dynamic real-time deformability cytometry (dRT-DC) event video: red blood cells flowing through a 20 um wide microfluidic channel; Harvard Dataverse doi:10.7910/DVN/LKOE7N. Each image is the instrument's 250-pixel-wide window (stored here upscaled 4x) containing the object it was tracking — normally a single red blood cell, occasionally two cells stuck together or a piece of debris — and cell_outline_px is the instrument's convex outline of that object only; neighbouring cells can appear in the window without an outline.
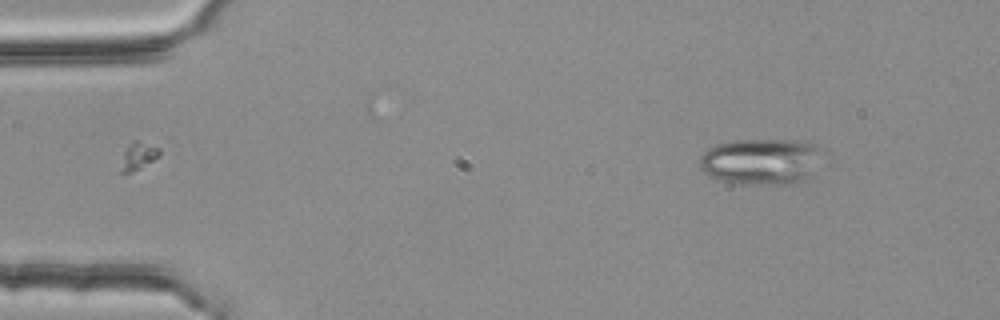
{"species": "common noctule bat (a hibernating species)", "species_latin": "Nyctalus noctula", "temperature_condition": "room temperature", "stored_images_in_passage": 3, "camera_frame_rate_fps": 3000, "um_per_image_px": 0.085, "animal": {"sex": "female", "body_mass_g": 25.1}, "frame": {"image": 1, "passage_image": 1, "time_ms": 0.0, "image_size_px": [1000, 320], "cell_outline_px": [[816, 148], [804, 180], [792, 184], [736, 184], [720, 180], [704, 172], [700, 168], [700, 156], [708, 148], [716, 144], [736, 140], [800, 140], [816, 144]], "centroid_in_image_um": [64.5, 13.72], "position_along_channel_um": 20.5, "area_um2": 31.85}}